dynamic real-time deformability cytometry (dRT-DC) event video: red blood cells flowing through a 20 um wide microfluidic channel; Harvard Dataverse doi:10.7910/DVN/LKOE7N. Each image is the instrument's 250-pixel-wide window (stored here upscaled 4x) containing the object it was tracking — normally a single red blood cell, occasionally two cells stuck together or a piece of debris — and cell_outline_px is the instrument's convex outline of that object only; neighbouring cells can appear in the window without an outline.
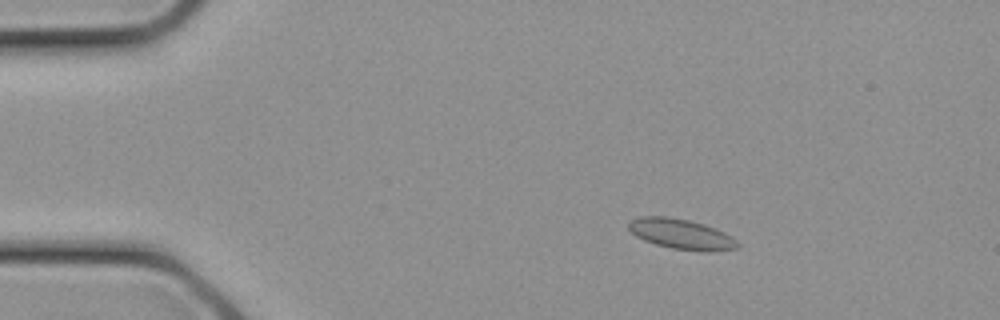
{"species": "common noctule bat (a hibernating species)", "species_latin": "Nyctalus noctula", "temperature_condition": "cold", "stored_images_in_passage": 27, "camera_frame_rate_fps": 3000, "um_per_image_px": 0.085, "animal": {"sex": "female", "body_mass_g": 21.9}, "frame": {"image": 1, "passage_image": 4, "time_ms": 1.0, "image_size_px": [1000, 320], "cell_outline_px": [[740, 248], [708, 252], [704, 252], [672, 248], [656, 244], [644, 240], [636, 236], [628, 228], [628, 220], [640, 216], [668, 216], [688, 220], [704, 224], [724, 232], [732, 236], [740, 244]], "centroid_in_image_um": [57.91, 19.89], "position_along_channel_um": 27.1, "area_um2": 19.36}}
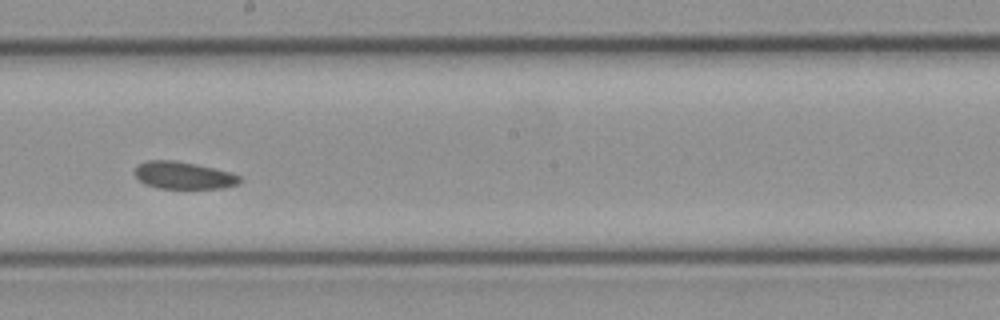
{"frame": {"image": 2, "passage_image": 15, "time_ms": 4.667, "image_size_px": [1000, 320], "cell_outline_px": [[244, 180], [236, 184], [224, 188], [156, 188], [144, 184], [132, 172], [136, 164], [148, 160], [176, 160], [196, 164], [228, 172], [240, 176]], "centroid_in_image_um": [15.54, 14.9], "position_along_channel_um": 232.7, "area_um2": 16.82}}
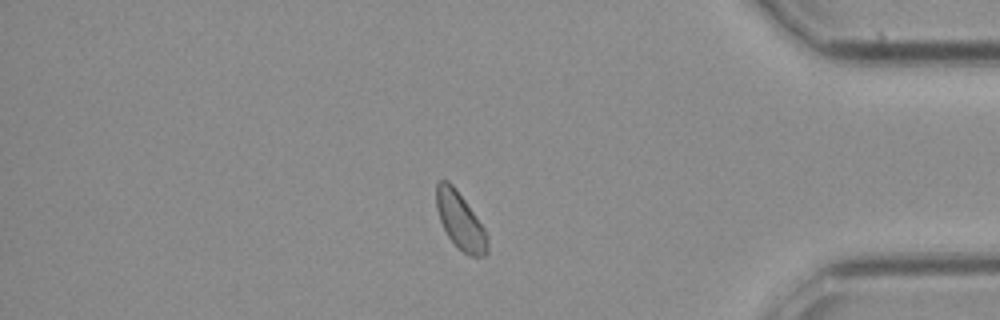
{"frame": {"image": 3, "passage_image": 23, "time_ms": 7.333, "image_size_px": [1000, 320], "cell_outline_px": [[488, 252], [484, 256], [468, 256], [456, 248], [448, 236], [440, 220], [436, 208], [436, 184], [440, 180], [448, 180], [452, 184], [464, 200], [484, 228], [488, 236]], "centroid_in_image_um": [39.12, 18.81], "position_along_channel_um": 396.1, "area_um2": 16.94}}